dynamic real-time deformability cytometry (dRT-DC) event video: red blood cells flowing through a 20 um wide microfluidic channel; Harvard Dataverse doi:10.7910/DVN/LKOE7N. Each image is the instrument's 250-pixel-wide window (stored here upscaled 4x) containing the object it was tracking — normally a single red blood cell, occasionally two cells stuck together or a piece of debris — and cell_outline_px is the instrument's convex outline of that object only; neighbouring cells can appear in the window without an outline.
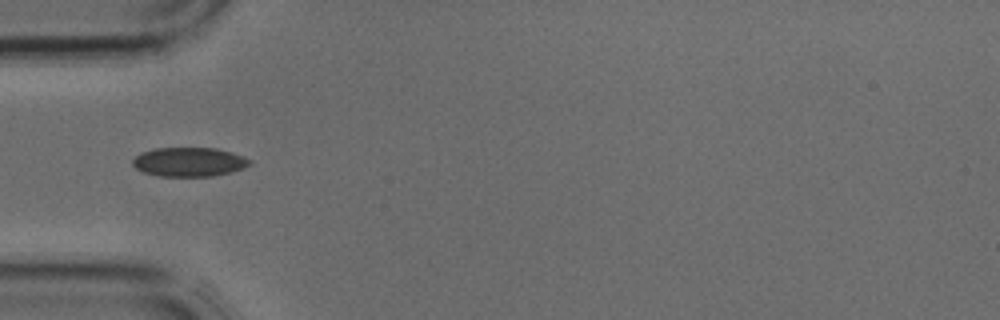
{"species": "common noctule bat (a hibernating species)", "species_latin": "Nyctalus noctula", "temperature_condition": "cold", "stored_images_in_passage": 4, "camera_frame_rate_fps": 3000, "um_per_image_px": 0.085, "animal": {"sex": "male", "body_mass_g": 17.9, "forearm_length_mm": 54.2}, "frame": {"image": 1, "passage_image": 4, "time_ms": 1.0, "image_size_px": [1000, 320], "cell_outline_px": [[252, 164], [244, 168], [212, 176], [160, 176], [144, 172], [136, 168], [132, 164], [132, 160], [140, 152], [156, 148], [216, 148], [232, 152], [244, 156], [252, 160]], "centroid_in_image_um": [16.09, 13.75], "position_along_channel_um": 68.9, "area_um2": 19.88}}